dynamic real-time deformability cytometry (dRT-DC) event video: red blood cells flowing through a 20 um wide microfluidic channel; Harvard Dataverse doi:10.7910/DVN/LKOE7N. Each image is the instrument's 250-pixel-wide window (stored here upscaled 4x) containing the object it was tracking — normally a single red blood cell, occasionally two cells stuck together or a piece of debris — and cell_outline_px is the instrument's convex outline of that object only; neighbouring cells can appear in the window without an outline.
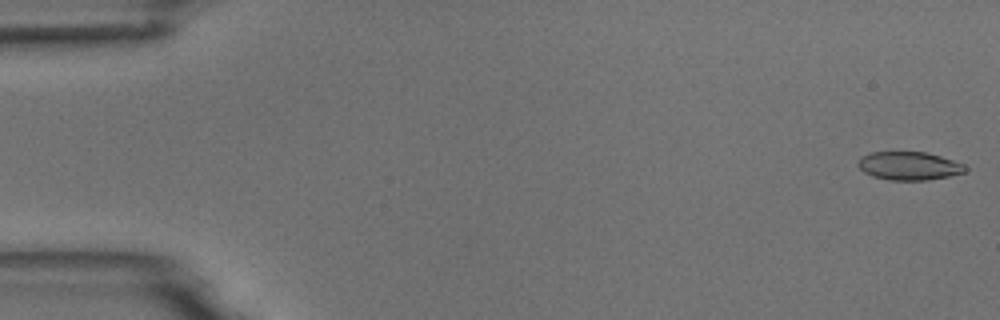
{"species": "common noctule bat (a hibernating species)", "species_latin": "Nyctalus noctula", "temperature_condition": "room temperature", "stored_images_in_passage": 5, "camera_frame_rate_fps": 3000, "um_per_image_px": 0.085, "animal": {"sex": "male", "body_mass_g": 18.8}, "frame": {"image": 1, "passage_image": 1, "time_ms": 0.0, "image_size_px": [1000, 320], "cell_outline_px": [[968, 168], [964, 172], [948, 176], [928, 180], [888, 180], [872, 176], [864, 172], [856, 164], [860, 156], [872, 152], [928, 152], [964, 164]], "centroid_in_image_um": [77.24, 14.1], "position_along_channel_um": 7.8, "area_um2": 17.74}}
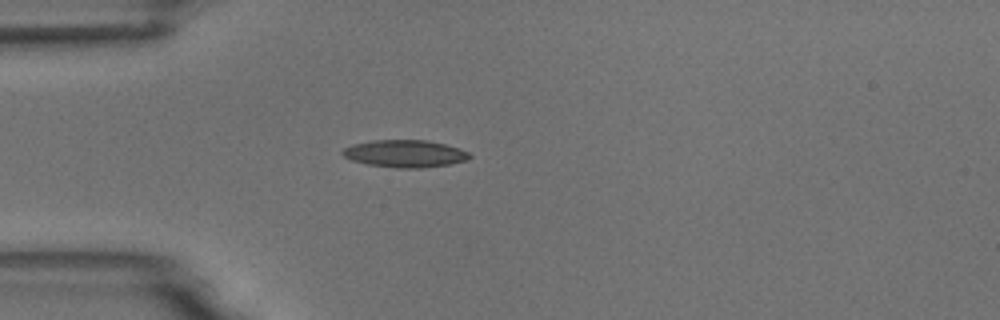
{"frame": {"image": 2, "passage_image": 5, "time_ms": 4.667, "image_size_px": [1000, 320], "cell_outline_px": [[472, 156], [468, 160], [448, 164], [420, 168], [396, 168], [368, 164], [352, 160], [344, 156], [340, 152], [344, 148], [352, 144], [372, 140], [424, 140], [444, 144], [468, 152]], "centroid_in_image_um": [34.39, 13.06], "position_along_channel_um": 50.6, "area_um2": 20.06}}